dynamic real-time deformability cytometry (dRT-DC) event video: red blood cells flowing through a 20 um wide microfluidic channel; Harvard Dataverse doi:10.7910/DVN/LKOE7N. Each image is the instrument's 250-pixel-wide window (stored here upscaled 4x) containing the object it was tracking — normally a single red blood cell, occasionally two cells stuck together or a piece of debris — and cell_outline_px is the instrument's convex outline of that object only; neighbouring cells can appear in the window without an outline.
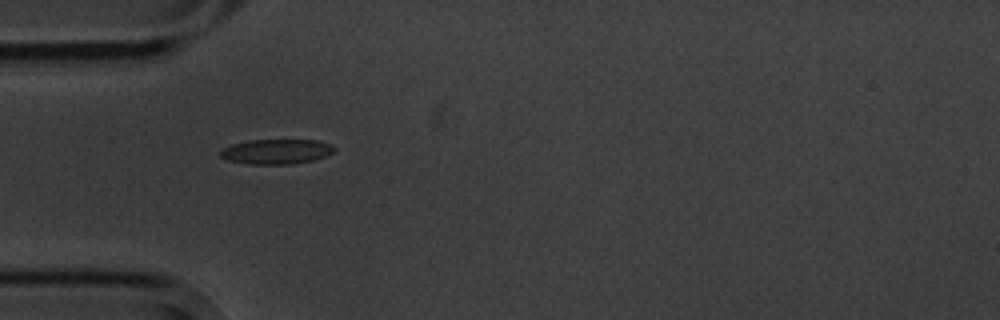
{"species": "common noctule bat (a hibernating species)", "species_latin": "Nyctalus noctula", "temperature_condition": "cold", "stored_images_in_passage": 15, "camera_frame_rate_fps": 3000, "um_per_image_px": 0.085, "animal": {"sex": "male", "body_mass_g": 20.1, "forearm_length_mm": 53.5}, "frame": {"image": 1, "passage_image": 5, "time_ms": 5.333, "image_size_px": [1000, 320], "cell_outline_px": [[336, 148], [332, 152], [324, 156], [312, 160], [292, 164], [248, 164], [228, 160], [220, 156], [220, 152], [224, 148], [232, 144], [248, 140], [316, 140], [332, 144]], "centroid_in_image_um": [23.49, 12.88], "position_along_channel_um": 61.5, "area_um2": 16.42}}
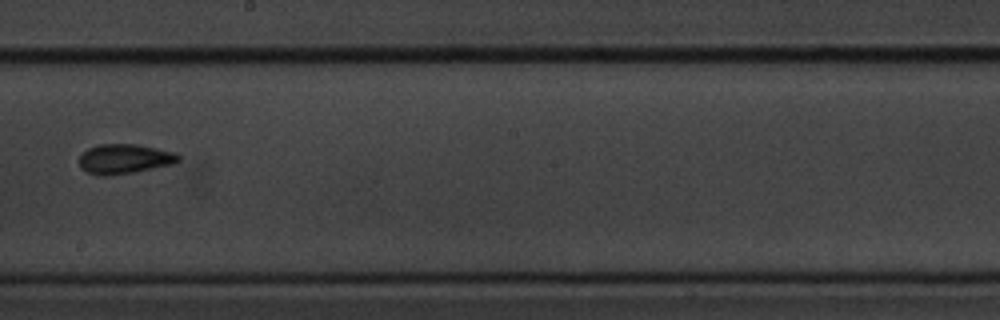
{"frame": {"image": 2, "passage_image": 9, "time_ms": 10.333, "image_size_px": [1000, 320], "cell_outline_px": [[180, 160], [176, 164], [132, 172], [104, 176], [100, 176], [88, 172], [80, 168], [80, 156], [88, 148], [100, 144], [136, 144], [176, 152], [180, 156]], "centroid_in_image_um": [10.62, 13.5], "position_along_channel_um": 237.6, "area_um2": 17.17}}
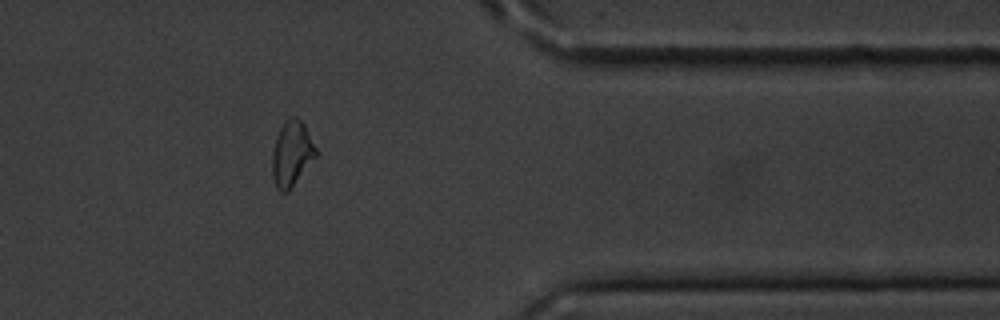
{"frame": {"image": 3, "passage_image": 13, "time_ms": 15.0, "image_size_px": [1000, 320], "cell_outline_px": [[320, 152], [288, 192], [280, 192], [276, 188], [272, 176], [272, 152], [280, 128], [288, 116], [296, 116], [304, 124]], "centroid_in_image_um": [24.82, 13.06], "position_along_channel_um": 386.6, "area_um2": 16.88}, "authors_computed_cell_mechanics": {"area_um2": 16.2996, "velocity_mm_per_s": 3.5378, "shape_relaxation_time_tau1_ms": 3.9269, "shape_relaxation_time_tau2_ms": 8.0623, "deformation_change_tau1": 0.1116, "deformation_change_tau2": 0.1216}}